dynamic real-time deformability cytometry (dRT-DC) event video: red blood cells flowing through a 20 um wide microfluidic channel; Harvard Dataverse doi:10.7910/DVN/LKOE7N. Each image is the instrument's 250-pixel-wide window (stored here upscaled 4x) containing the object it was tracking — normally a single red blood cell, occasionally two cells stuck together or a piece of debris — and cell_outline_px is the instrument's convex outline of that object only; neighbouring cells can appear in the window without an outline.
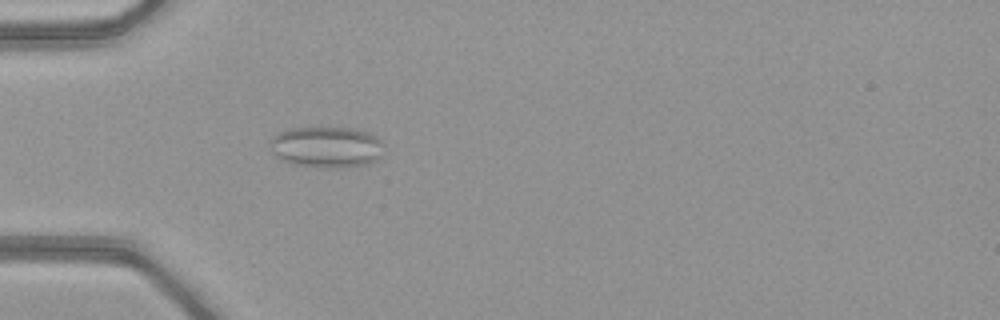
{"species": "common noctule bat (a hibernating species)", "species_latin": "Nyctalus noctula", "temperature_condition": "warm", "stored_images_in_passage": 51, "camera_frame_rate_fps": 3000, "um_per_image_px": 0.085, "animal": {"sex": "female", "body_mass_g": 21.9}, "frame": {"image": 1, "passage_image": 17, "time_ms": 5.333, "image_size_px": [1000, 320], "cell_outline_px": [[384, 144], [380, 156], [372, 164], [344, 168], [328, 168], [296, 164], [284, 160], [276, 156], [272, 152], [268, 144], [280, 132], [292, 128], [352, 128], [372, 132]], "centroid_in_image_um": [27.82, 12.51], "position_along_channel_um": 57.2, "area_um2": 27.4}}
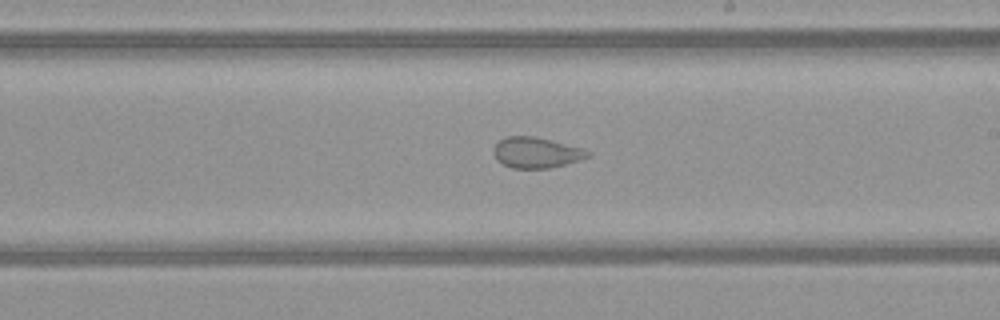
{"frame": {"image": 2, "passage_image": 31, "time_ms": 10.0, "image_size_px": [1000, 320], "cell_outline_px": [[592, 156], [580, 160], [548, 168], [512, 168], [496, 160], [492, 152], [492, 148], [504, 136], [536, 136], [584, 148], [592, 152]], "centroid_in_image_um": [45.59, 12.96], "position_along_channel_um": 243.4, "area_um2": 17.11}}
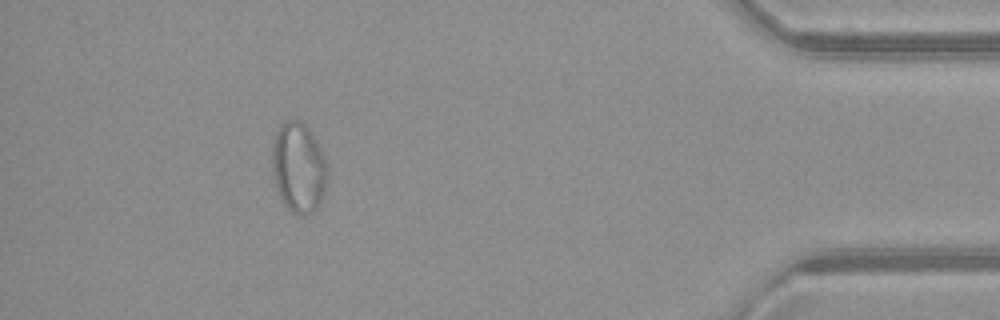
{"frame": {"image": 3, "passage_image": 47, "time_ms": 15.333, "image_size_px": [1000, 320], "cell_outline_px": [[328, 180], [324, 192], [316, 208], [312, 212], [300, 216], [292, 212], [284, 204], [280, 196], [272, 172], [272, 148], [276, 132], [280, 124], [288, 120], [296, 120], [304, 124], [308, 128], [316, 140], [328, 164]], "centroid_in_image_um": [25.39, 14.24], "position_along_channel_um": 409.8, "area_um2": 29.02}}